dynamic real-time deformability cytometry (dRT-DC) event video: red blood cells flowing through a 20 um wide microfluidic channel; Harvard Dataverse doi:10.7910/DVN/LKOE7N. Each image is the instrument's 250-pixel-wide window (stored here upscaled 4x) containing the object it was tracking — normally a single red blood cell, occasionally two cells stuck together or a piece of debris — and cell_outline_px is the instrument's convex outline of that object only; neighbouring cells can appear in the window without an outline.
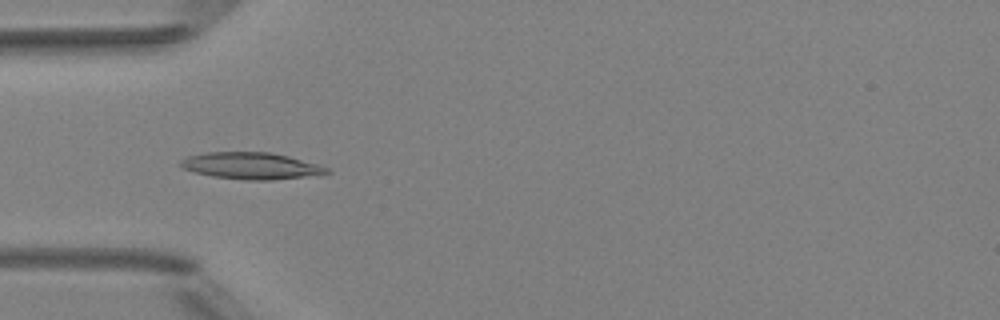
{"species": "Egyptian fruit bat (a non-hibernating species)", "species_latin": "Rousettus aegyptiacus", "temperature_condition": "room temperature", "stored_images_in_passage": 5, "camera_frame_rate_fps": 3000, "um_per_image_px": 0.085, "animal": {"sex": "female"}, "frame": {"image": 1, "passage_image": 3, "time_ms": 3.0, "image_size_px": [1000, 320], "cell_outline_px": [[332, 172], [320, 176], [272, 180], [244, 180], [212, 176], [180, 168], [180, 160], [188, 156], [208, 152], [268, 152], [288, 156], [316, 164], [328, 168]], "centroid_in_image_um": [21.39, 14.11], "position_along_channel_um": 63.6, "area_um2": 22.95}}
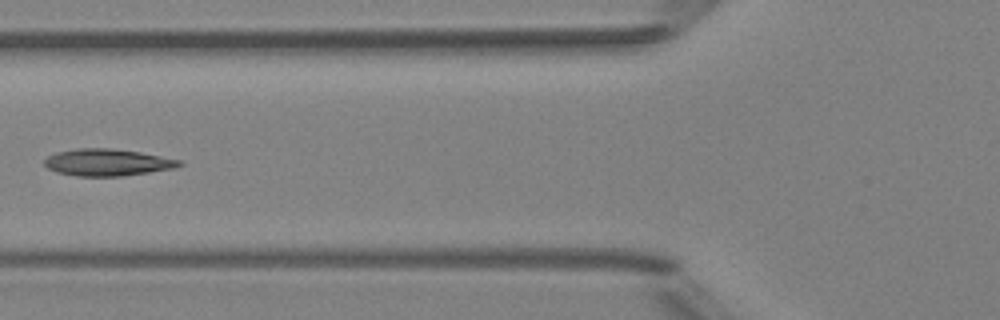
{"frame": {"image": 2, "passage_image": 4, "time_ms": 4.333, "image_size_px": [1000, 320], "cell_outline_px": [[184, 164], [176, 168], [120, 176], [76, 176], [56, 172], [48, 168], [44, 164], [44, 160], [48, 156], [56, 152], [76, 148], [108, 148], [140, 152], [180, 160]], "centroid_in_image_um": [9.11, 13.8], "position_along_channel_um": 116.7, "area_um2": 21.1}}
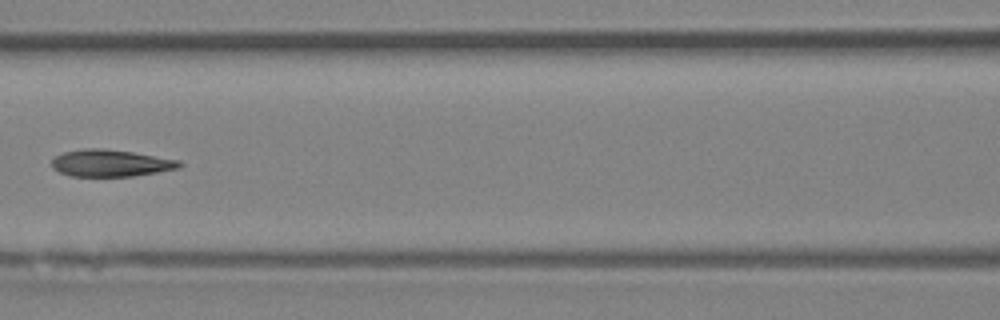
{"frame": {"image": 3, "passage_image": 5, "time_ms": 5.333, "image_size_px": [1000, 320], "cell_outline_px": [[184, 164], [180, 168], [132, 176], [72, 176], [60, 172], [52, 168], [52, 160], [56, 156], [64, 152], [84, 148], [104, 148], [132, 152], [180, 160]], "centroid_in_image_um": [9.42, 13.86], "position_along_channel_um": 157.2, "area_um2": 20.0}}